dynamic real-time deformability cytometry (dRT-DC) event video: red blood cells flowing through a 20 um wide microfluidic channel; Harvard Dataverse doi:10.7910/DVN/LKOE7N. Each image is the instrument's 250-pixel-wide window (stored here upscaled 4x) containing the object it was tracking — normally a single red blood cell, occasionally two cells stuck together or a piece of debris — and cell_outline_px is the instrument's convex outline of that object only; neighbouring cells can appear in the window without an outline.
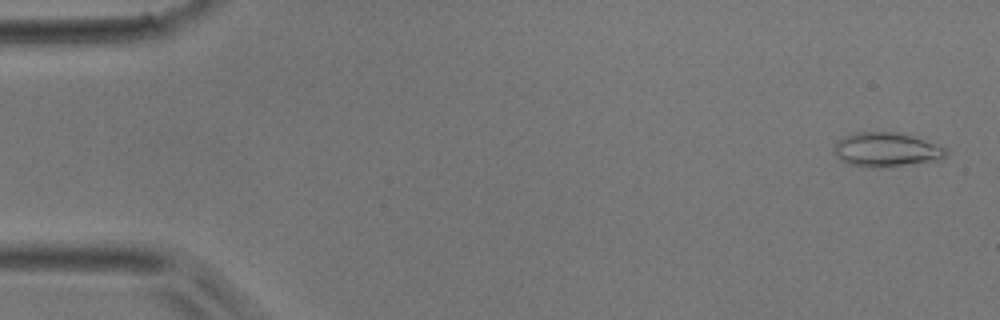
{"species": "common noctule bat (a hibernating species)", "species_latin": "Nyctalus noctula", "temperature_condition": "room temperature", "stored_images_in_passage": 44, "camera_frame_rate_fps": 3000, "um_per_image_px": 0.085, "animal": {"sex": "male", "body_mass_g": 17.9}, "frame": {"image": 1, "passage_image": 2, "time_ms": 0.333, "image_size_px": [1000, 320], "cell_outline_px": [[948, 156], [940, 160], [880, 168], [848, 164], [840, 160], [836, 156], [832, 148], [836, 140], [844, 136], [856, 132], [900, 132], [948, 148]], "centroid_in_image_um": [75.33, 12.72], "position_along_channel_um": 9.7, "area_um2": 22.66}}
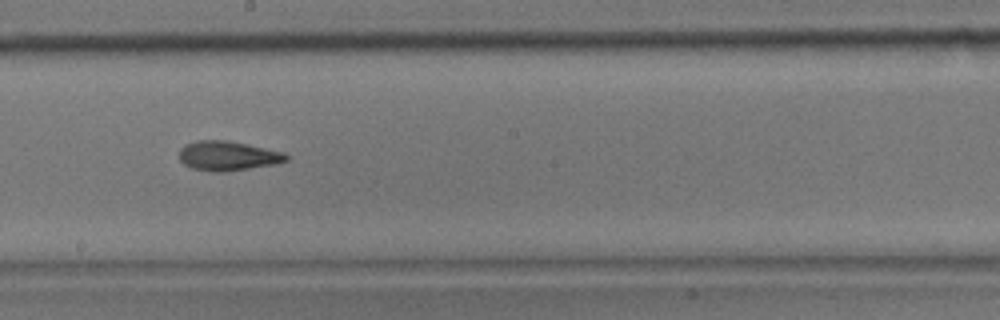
{"frame": {"image": 2, "passage_image": 25, "time_ms": 8.0, "image_size_px": [1000, 320], "cell_outline_px": [[288, 160], [276, 164], [228, 172], [212, 172], [192, 168], [184, 164], [180, 160], [180, 148], [184, 144], [196, 140], [224, 140], [248, 144], [284, 152], [288, 156]], "centroid_in_image_um": [19.36, 13.25], "position_along_channel_um": 228.8, "area_um2": 18.61}}
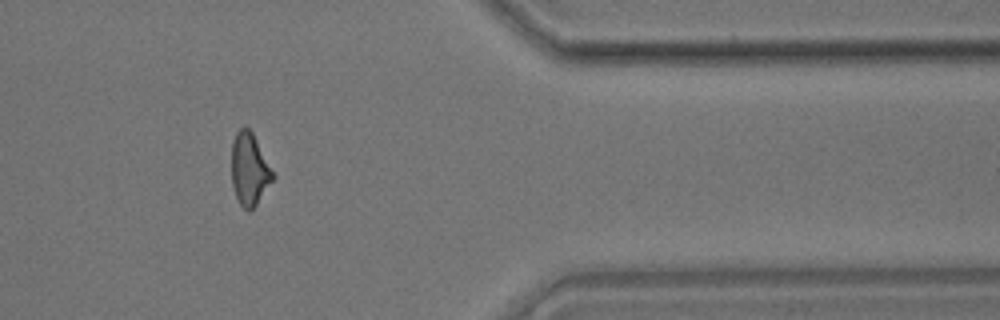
{"frame": {"image": 3, "passage_image": 37, "time_ms": 12.0, "image_size_px": [1000, 320], "cell_outline_px": [[276, 176], [256, 204], [248, 212], [240, 204], [236, 196], [232, 184], [232, 140], [236, 132], [244, 124], [252, 132]], "centroid_in_image_um": [21.2, 14.36], "position_along_channel_um": 390.2, "area_um2": 17.34}}